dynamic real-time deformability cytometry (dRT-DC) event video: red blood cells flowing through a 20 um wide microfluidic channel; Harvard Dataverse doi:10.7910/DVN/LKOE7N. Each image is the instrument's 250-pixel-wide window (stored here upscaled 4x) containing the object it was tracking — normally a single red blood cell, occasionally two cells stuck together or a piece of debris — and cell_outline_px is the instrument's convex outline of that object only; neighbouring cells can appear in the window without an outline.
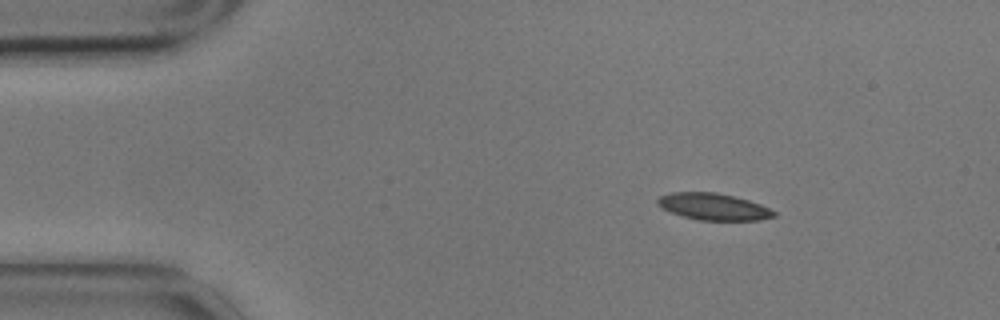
{"species": "common noctule bat (a hibernating species)", "species_latin": "Nyctalus noctula", "temperature_condition": "cold", "stored_images_in_passage": 50, "camera_frame_rate_fps": 3000, "um_per_image_px": 0.085, "animal": {"sex": "male", "body_mass_g": 17.9}, "frame": {"image": 1, "passage_image": 1, "time_ms": 0.0, "image_size_px": [1000, 320], "cell_outline_px": [[776, 216], [760, 220], [700, 220], [684, 216], [660, 208], [656, 204], [656, 200], [660, 196], [672, 192], [716, 192], [748, 200], [760, 204], [776, 212]], "centroid_in_image_um": [60.62, 17.56], "position_along_channel_um": 24.4, "area_um2": 18.03}}
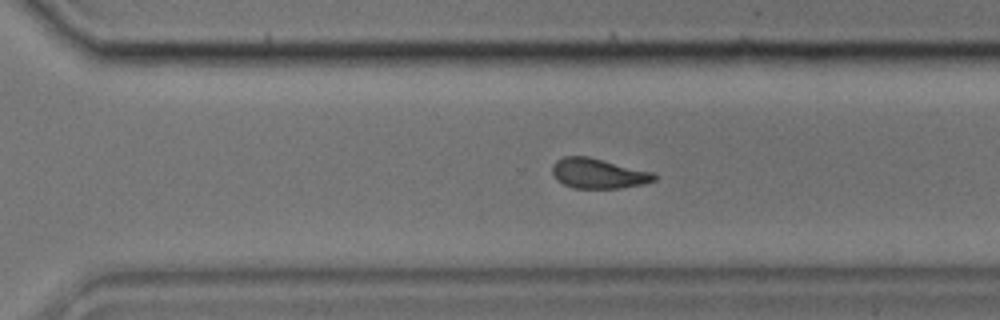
{"frame": {"image": 2, "passage_image": 32, "time_ms": 10.333, "image_size_px": [1000, 320], "cell_outline_px": [[656, 180], [644, 184], [620, 188], [572, 188], [556, 180], [552, 172], [552, 164], [556, 160], [564, 156], [588, 156], [652, 172], [656, 176]], "centroid_in_image_um": [50.82, 14.74], "position_along_channel_um": 319.8, "area_um2": 17.86}}
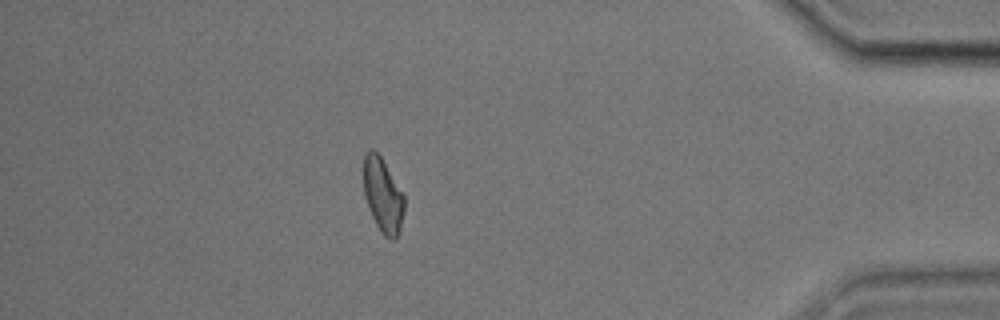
{"frame": {"image": 3, "passage_image": 43, "time_ms": 14.0, "image_size_px": [1000, 320], "cell_outline_px": [[404, 212], [400, 232], [396, 240], [392, 240], [384, 236], [380, 232], [372, 216], [364, 192], [364, 152], [368, 148], [372, 148], [380, 156], [404, 196]], "centroid_in_image_um": [32.55, 16.63], "position_along_channel_um": 402.7, "area_um2": 17.51}, "authors_computed_cell_mechanics": {"area_um2": 18.5538, "velocity_mm_per_s": 3.473, "shape_relaxation_time_tau1_ms": 10.1525, "shape_relaxation_time_tau2_ms": 4.9921, "deformation_change_tau1": 0.1656, "deformation_change_tau2": 0.1024}}